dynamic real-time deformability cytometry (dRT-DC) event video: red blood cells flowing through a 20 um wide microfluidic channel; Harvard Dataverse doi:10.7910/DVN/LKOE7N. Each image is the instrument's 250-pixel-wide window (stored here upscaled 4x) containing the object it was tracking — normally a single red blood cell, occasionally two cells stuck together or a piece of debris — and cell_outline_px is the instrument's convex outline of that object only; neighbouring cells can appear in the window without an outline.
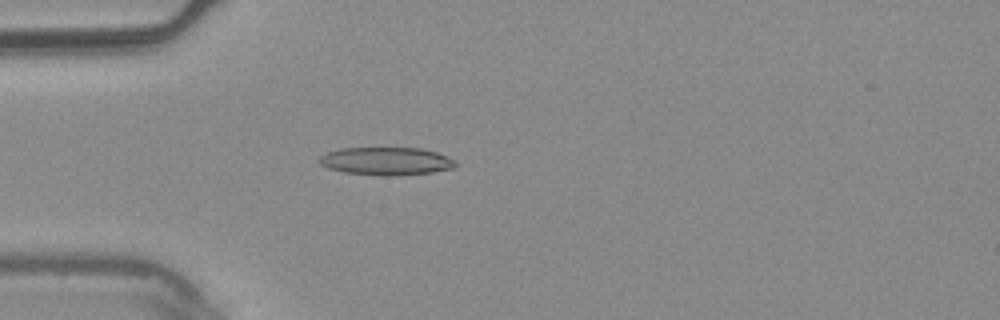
{"species": "common noctule bat (a hibernating species)", "species_latin": "Nyctalus noctula", "temperature_condition": "warm", "stored_images_in_passage": 4, "camera_frame_rate_fps": 3000, "um_per_image_px": 0.085, "animal": {"sex": "male", "body_mass_g": 20.4}, "frame": {"image": 1, "passage_image": 4, "time_ms": 1.0, "image_size_px": [1000, 320], "cell_outline_px": [[456, 164], [452, 168], [432, 172], [392, 176], [380, 176], [344, 172], [328, 168], [320, 164], [316, 160], [320, 156], [328, 152], [340, 148], [420, 148], [436, 152], [448, 156], [456, 160]], "centroid_in_image_um": [32.81, 13.7], "position_along_channel_um": 52.2, "area_um2": 22.25}}